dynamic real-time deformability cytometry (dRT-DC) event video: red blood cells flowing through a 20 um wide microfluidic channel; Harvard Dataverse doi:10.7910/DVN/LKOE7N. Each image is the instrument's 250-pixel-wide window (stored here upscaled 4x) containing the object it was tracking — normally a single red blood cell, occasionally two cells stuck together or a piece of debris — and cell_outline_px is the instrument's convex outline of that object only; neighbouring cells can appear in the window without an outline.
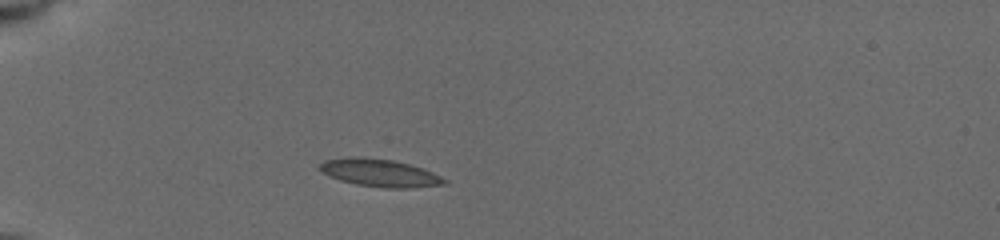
{"species": "common noctule bat (a hibernating species)", "species_latin": "Nyctalus noctula", "temperature_condition": "cold", "stored_images_in_passage": 65, "camera_frame_rate_fps": 3000, "um_per_image_px": 0.085, "animal": {"sex": "female", "body_mass_g": 19.5, "forearm_length_mm": 54.1}, "frame": {"image": 1, "passage_image": 1, "time_ms": 0.0, "image_size_px": [1000, 240], "cell_outline_px": [[448, 184], [416, 188], [384, 188], [356, 184], [340, 180], [328, 176], [316, 168], [324, 160], [352, 156], [392, 160], [424, 168], [448, 180]], "centroid_in_image_um": [32.29, 14.7], "position_along_channel_um": 52.7, "area_um2": 20.29}}
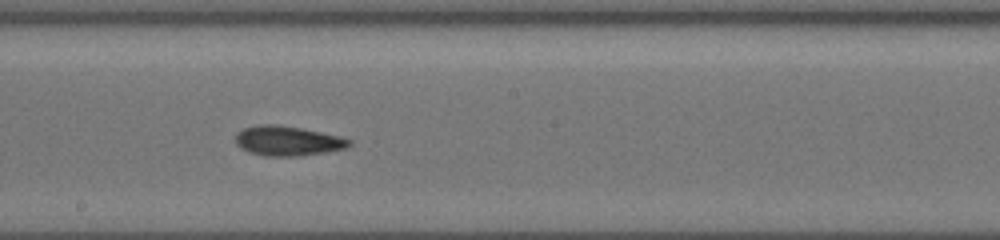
{"frame": {"image": 2, "passage_image": 28, "time_ms": 5.0, "image_size_px": [1000, 240], "cell_outline_px": [[352, 144], [344, 148], [324, 152], [296, 156], [264, 156], [240, 148], [236, 144], [236, 132], [244, 128], [260, 124], [276, 124], [300, 128], [340, 136], [352, 140]], "centroid_in_image_um": [24.43, 11.97], "position_along_channel_um": 223.8, "area_um2": 19.54}}
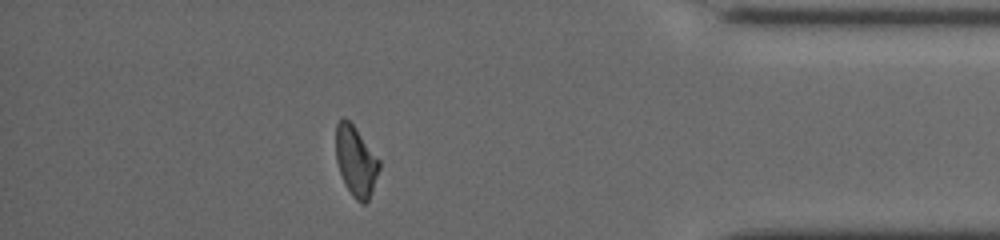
{"frame": {"image": 3, "passage_image": 60, "time_ms": 10.333, "image_size_px": [1000, 240], "cell_outline_px": [[380, 168], [372, 192], [368, 200], [364, 204], [360, 204], [352, 196], [344, 184], [336, 160], [336, 124], [340, 116], [344, 116], [356, 128], [380, 160]], "centroid_in_image_um": [30.24, 13.69], "position_along_channel_um": 405.0, "area_um2": 17.92}, "authors_computed_cell_mechanics": {"area_um2": 19.1896, "velocity_mm_per_s": 3.9272, "shape_relaxation_time_tau1_ms": 4.0141, "shape_relaxation_time_tau2_ms": 5.5036, "deformation_change_tau1": 0.1315, "deformation_change_tau2": 0.1062}}